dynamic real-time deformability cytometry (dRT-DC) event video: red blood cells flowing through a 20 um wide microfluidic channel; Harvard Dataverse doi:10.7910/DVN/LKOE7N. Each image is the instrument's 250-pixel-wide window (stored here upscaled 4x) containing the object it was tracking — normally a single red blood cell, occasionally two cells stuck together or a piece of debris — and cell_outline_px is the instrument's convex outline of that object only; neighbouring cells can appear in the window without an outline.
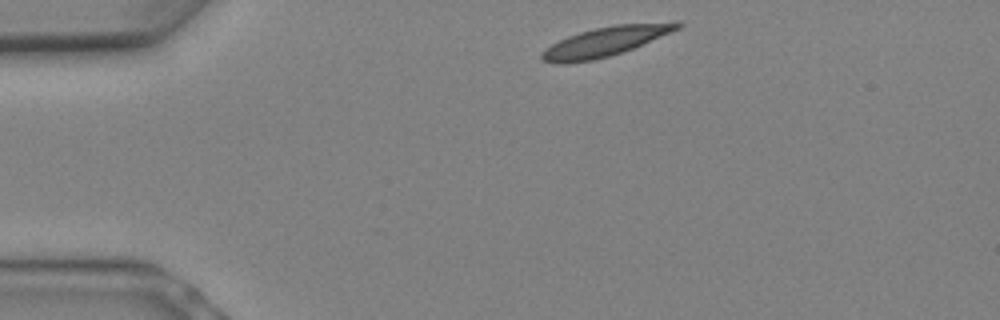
{"species": "Egyptian fruit bat (a non-hibernating species)", "species_latin": "Rousettus aegyptiacus", "temperature_condition": "warm", "stored_images_in_passage": 6, "camera_frame_rate_fps": 3000, "um_per_image_px": 0.085, "animal": {"sex": "female"}, "frame": {"image": 1, "passage_image": 1, "time_ms": 0.0, "image_size_px": [1000, 320], "cell_outline_px": [[684, 24], [680, 28], [672, 32], [632, 48], [608, 56], [592, 60], [564, 64], [556, 64], [544, 60], [540, 56], [552, 44], [568, 36], [580, 32], [596, 28], [616, 24], [676, 20], [680, 20]], "centroid_in_image_um": [51.57, 3.49], "position_along_channel_um": 33.4, "area_um2": 23.18}}
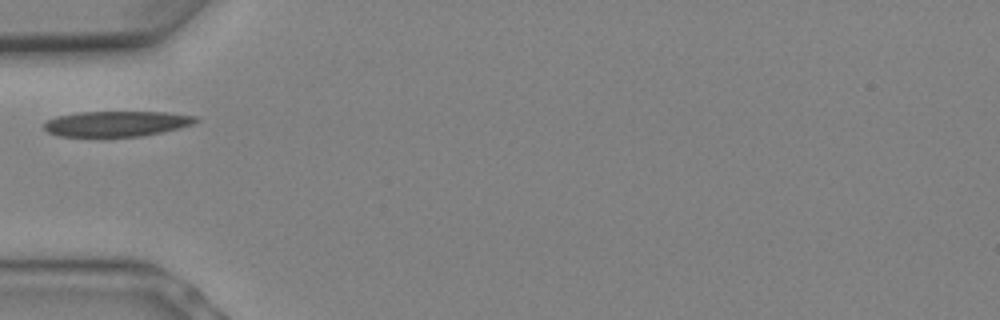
{"frame": {"image": 2, "passage_image": 4, "time_ms": 1.0, "image_size_px": [1000, 320], "cell_outline_px": [[200, 120], [192, 124], [180, 128], [144, 136], [100, 140], [60, 136], [48, 132], [44, 128], [44, 124], [48, 120], [56, 116], [80, 112], [164, 112], [196, 116]], "centroid_in_image_um": [9.87, 10.57], "position_along_channel_um": 75.1, "area_um2": 23.58}}
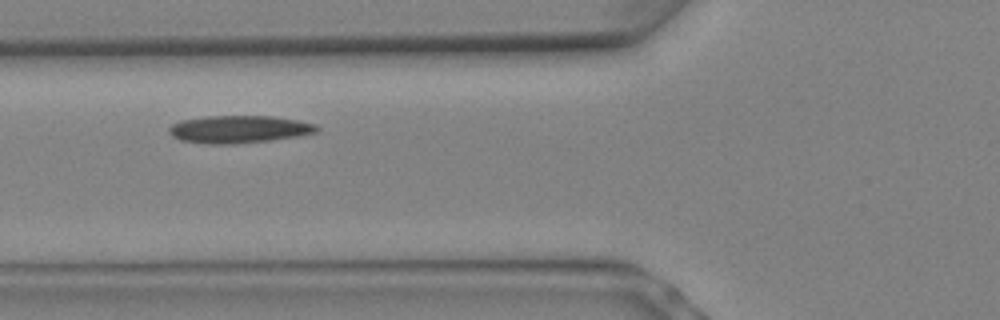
{"frame": {"image": 3, "passage_image": 5, "time_ms": 1.333, "image_size_px": [1000, 320], "cell_outline_px": [[320, 128], [316, 132], [296, 136], [272, 140], [236, 144], [204, 144], [180, 140], [172, 136], [168, 132], [168, 128], [172, 124], [180, 120], [208, 116], [272, 116], [296, 120], [316, 124]], "centroid_in_image_um": [20.27, 10.99], "position_along_channel_um": 105.5, "area_um2": 23.81}}